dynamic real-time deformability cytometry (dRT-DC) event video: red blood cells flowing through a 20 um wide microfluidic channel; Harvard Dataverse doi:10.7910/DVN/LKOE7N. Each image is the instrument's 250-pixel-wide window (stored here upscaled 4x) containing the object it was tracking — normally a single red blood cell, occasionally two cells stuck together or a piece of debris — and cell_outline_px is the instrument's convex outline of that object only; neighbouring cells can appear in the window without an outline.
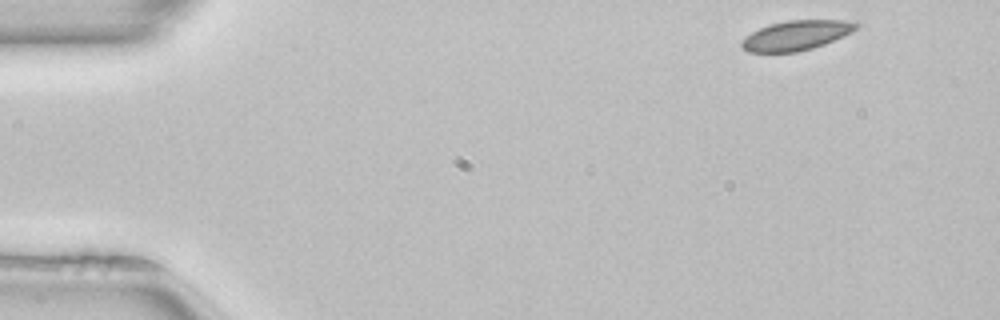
{"species": "common noctule bat (a hibernating species)", "species_latin": "Nyctalus noctula", "temperature_condition": "room temperature", "stored_images_in_passage": 47, "camera_frame_rate_fps": 3000, "um_per_image_px": 0.085, "animal": {"sex": "female", "body_mass_g": 22.7, "forearm_length_mm": 54.2}, "frame": {"image": 1, "passage_image": 1, "time_ms": 0.0, "image_size_px": [1000, 320], "cell_outline_px": [[860, 24], [852, 32], [824, 44], [812, 48], [796, 52], [748, 52], [740, 44], [740, 40], [752, 32], [768, 24], [788, 20], [844, 20]], "centroid_in_image_um": [67.65, 3.0], "position_along_channel_um": 17.3, "area_um2": 19.71}}
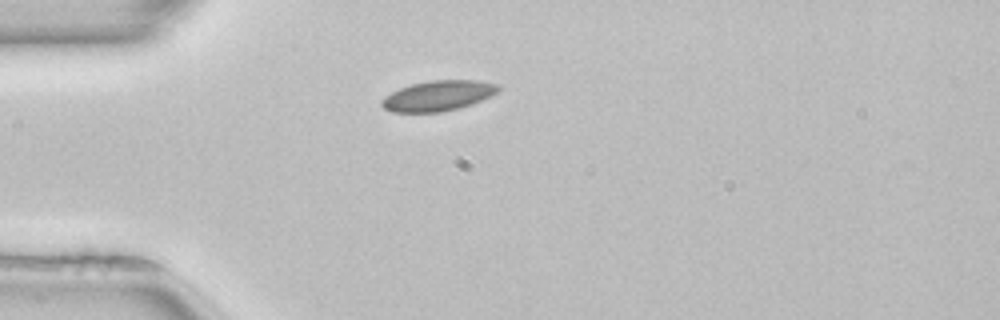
{"frame": {"image": 2, "passage_image": 10, "time_ms": 3.0, "image_size_px": [1000, 320], "cell_outline_px": [[500, 88], [492, 96], [456, 108], [440, 112], [392, 112], [384, 108], [380, 104], [380, 100], [384, 96], [400, 88], [412, 84], [428, 80], [476, 80], [500, 84]], "centroid_in_image_um": [37.21, 8.12], "position_along_channel_um": 47.8, "area_um2": 20.46}}
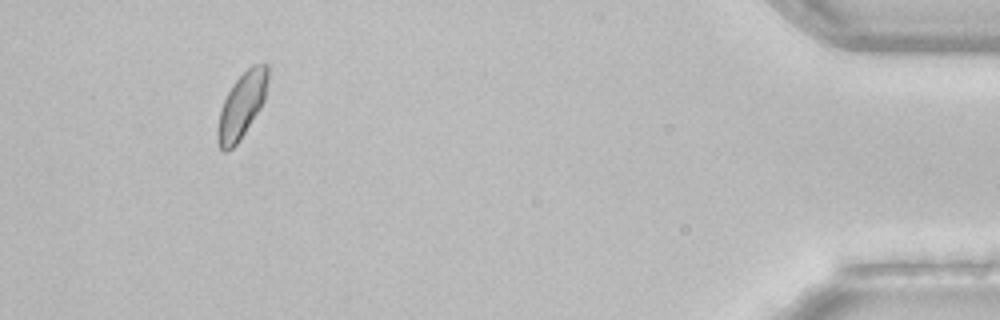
{"frame": {"image": 3, "passage_image": 44, "time_ms": 14.333, "image_size_px": [1000, 320], "cell_outline_px": [[268, 80], [264, 100], [260, 108], [240, 140], [228, 152], [220, 152], [216, 140], [216, 128], [220, 112], [224, 100], [228, 92], [236, 80], [252, 64], [268, 64]], "centroid_in_image_um": [20.52, 9.02], "position_along_channel_um": 414.7, "area_um2": 19.19}, "authors_computed_cell_mechanics": {"area_um2": 19.7098, "velocity_mm_per_s": 3.9803, "shape_relaxation_time_tau1_ms": 1.4722, "shape_relaxation_time_tau2_ms": null, "deformation_change_tau1": 0.0432, "deformation_change_tau2": null}}